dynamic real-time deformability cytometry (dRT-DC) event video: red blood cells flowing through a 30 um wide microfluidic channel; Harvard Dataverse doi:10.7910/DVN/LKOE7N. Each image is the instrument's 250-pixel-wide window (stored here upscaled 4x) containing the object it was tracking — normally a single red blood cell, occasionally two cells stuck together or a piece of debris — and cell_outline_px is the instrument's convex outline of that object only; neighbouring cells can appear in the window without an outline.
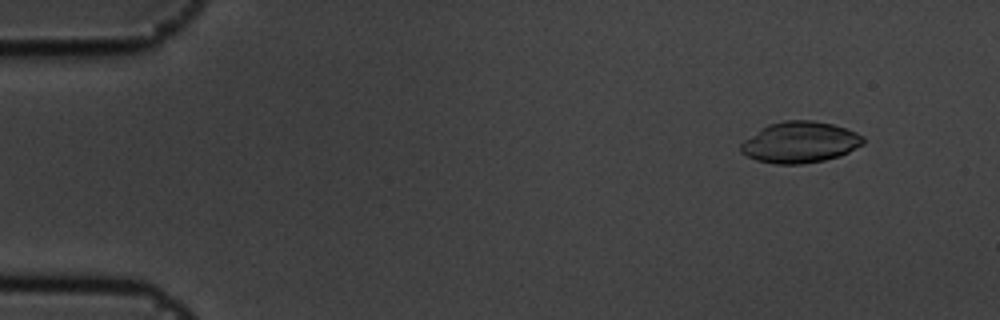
{"species": "common noctule bat (a hibernating species)", "species_latin": "Nyctalus noctula", "temperature_condition": "cold", "stored_images_in_passage": 5, "camera_frame_rate_fps": 3000, "um_per_image_px": 0.085, "animal": {"sex": "male", "body_mass_g": 19.5, "forearm_length_mm": 54.6}, "frame": {"image": 1, "passage_image": 2, "time_ms": 0.333, "image_size_px": [1000, 320], "cell_outline_px": [[864, 144], [840, 156], [824, 160], [800, 164], [776, 164], [756, 160], [740, 152], [740, 144], [744, 140], [760, 128], [768, 124], [784, 120], [812, 120], [832, 124], [856, 132], [864, 136]], "centroid_in_image_um": [67.99, 12.09], "position_along_channel_um": 17.0, "area_um2": 29.42}}